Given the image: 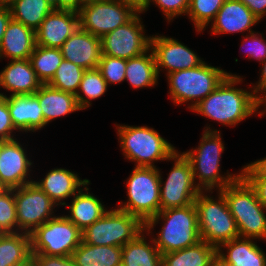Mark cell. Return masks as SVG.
Wrapping results in <instances>:
<instances>
[{
  "label": "cell",
  "instance_id": "47",
  "mask_svg": "<svg viewBox=\"0 0 266 266\" xmlns=\"http://www.w3.org/2000/svg\"><path fill=\"white\" fill-rule=\"evenodd\" d=\"M54 10H71L78 12V0H51Z\"/></svg>",
  "mask_w": 266,
  "mask_h": 266
},
{
  "label": "cell",
  "instance_id": "37",
  "mask_svg": "<svg viewBox=\"0 0 266 266\" xmlns=\"http://www.w3.org/2000/svg\"><path fill=\"white\" fill-rule=\"evenodd\" d=\"M16 226L17 214L14 189H7L0 196V232L2 234L17 233L16 230H13Z\"/></svg>",
  "mask_w": 266,
  "mask_h": 266
},
{
  "label": "cell",
  "instance_id": "54",
  "mask_svg": "<svg viewBox=\"0 0 266 266\" xmlns=\"http://www.w3.org/2000/svg\"><path fill=\"white\" fill-rule=\"evenodd\" d=\"M19 266H33V265H32V262H31V260H30L28 263H26V264H22V265H19Z\"/></svg>",
  "mask_w": 266,
  "mask_h": 266
},
{
  "label": "cell",
  "instance_id": "21",
  "mask_svg": "<svg viewBox=\"0 0 266 266\" xmlns=\"http://www.w3.org/2000/svg\"><path fill=\"white\" fill-rule=\"evenodd\" d=\"M12 123L17 130L36 131L46 126L38 98L33 95L7 97Z\"/></svg>",
  "mask_w": 266,
  "mask_h": 266
},
{
  "label": "cell",
  "instance_id": "23",
  "mask_svg": "<svg viewBox=\"0 0 266 266\" xmlns=\"http://www.w3.org/2000/svg\"><path fill=\"white\" fill-rule=\"evenodd\" d=\"M34 183L44 191L57 205H66L61 200L74 196L80 186L88 185V179L81 180L79 176L69 170L56 168L51 170L41 182ZM59 204H58V203Z\"/></svg>",
  "mask_w": 266,
  "mask_h": 266
},
{
  "label": "cell",
  "instance_id": "27",
  "mask_svg": "<svg viewBox=\"0 0 266 266\" xmlns=\"http://www.w3.org/2000/svg\"><path fill=\"white\" fill-rule=\"evenodd\" d=\"M83 189L77 191L73 196V201L69 205L70 215L65 216L73 222L81 231L92 225L96 220L100 219L107 211L104 209L101 201L95 196L83 193Z\"/></svg>",
  "mask_w": 266,
  "mask_h": 266
},
{
  "label": "cell",
  "instance_id": "25",
  "mask_svg": "<svg viewBox=\"0 0 266 266\" xmlns=\"http://www.w3.org/2000/svg\"><path fill=\"white\" fill-rule=\"evenodd\" d=\"M226 247L228 253L221 250ZM218 253L231 266H266V254L251 238L232 239L218 248Z\"/></svg>",
  "mask_w": 266,
  "mask_h": 266
},
{
  "label": "cell",
  "instance_id": "42",
  "mask_svg": "<svg viewBox=\"0 0 266 266\" xmlns=\"http://www.w3.org/2000/svg\"><path fill=\"white\" fill-rule=\"evenodd\" d=\"M249 37V38H248ZM245 41L249 42L248 45L250 47L247 56L250 58H255L259 61H264L266 59V43L264 41V38H258L257 33L255 34L250 33L249 36L245 37V40L242 44H246Z\"/></svg>",
  "mask_w": 266,
  "mask_h": 266
},
{
  "label": "cell",
  "instance_id": "2",
  "mask_svg": "<svg viewBox=\"0 0 266 266\" xmlns=\"http://www.w3.org/2000/svg\"><path fill=\"white\" fill-rule=\"evenodd\" d=\"M159 219L165 223L158 238H153L152 243H155L161 254L194 246L202 241L194 203L159 211L145 223V230L149 232Z\"/></svg>",
  "mask_w": 266,
  "mask_h": 266
},
{
  "label": "cell",
  "instance_id": "44",
  "mask_svg": "<svg viewBox=\"0 0 266 266\" xmlns=\"http://www.w3.org/2000/svg\"><path fill=\"white\" fill-rule=\"evenodd\" d=\"M255 189L259 202L266 209V178L265 177H244Z\"/></svg>",
  "mask_w": 266,
  "mask_h": 266
},
{
  "label": "cell",
  "instance_id": "9",
  "mask_svg": "<svg viewBox=\"0 0 266 266\" xmlns=\"http://www.w3.org/2000/svg\"><path fill=\"white\" fill-rule=\"evenodd\" d=\"M128 201L119 209L144 224L160 211V172L156 167H136L127 180Z\"/></svg>",
  "mask_w": 266,
  "mask_h": 266
},
{
  "label": "cell",
  "instance_id": "45",
  "mask_svg": "<svg viewBox=\"0 0 266 266\" xmlns=\"http://www.w3.org/2000/svg\"><path fill=\"white\" fill-rule=\"evenodd\" d=\"M259 19L266 16V0H239Z\"/></svg>",
  "mask_w": 266,
  "mask_h": 266
},
{
  "label": "cell",
  "instance_id": "11",
  "mask_svg": "<svg viewBox=\"0 0 266 266\" xmlns=\"http://www.w3.org/2000/svg\"><path fill=\"white\" fill-rule=\"evenodd\" d=\"M139 10L121 0H100L83 5L79 11V28L102 38L130 21Z\"/></svg>",
  "mask_w": 266,
  "mask_h": 266
},
{
  "label": "cell",
  "instance_id": "24",
  "mask_svg": "<svg viewBox=\"0 0 266 266\" xmlns=\"http://www.w3.org/2000/svg\"><path fill=\"white\" fill-rule=\"evenodd\" d=\"M34 95L39 100L46 124L55 118L82 110L74 94L53 88L49 84H42Z\"/></svg>",
  "mask_w": 266,
  "mask_h": 266
},
{
  "label": "cell",
  "instance_id": "15",
  "mask_svg": "<svg viewBox=\"0 0 266 266\" xmlns=\"http://www.w3.org/2000/svg\"><path fill=\"white\" fill-rule=\"evenodd\" d=\"M150 49L154 54L158 75L161 68L167 69V74H170L195 68L204 62L190 48L165 36H152Z\"/></svg>",
  "mask_w": 266,
  "mask_h": 266
},
{
  "label": "cell",
  "instance_id": "38",
  "mask_svg": "<svg viewBox=\"0 0 266 266\" xmlns=\"http://www.w3.org/2000/svg\"><path fill=\"white\" fill-rule=\"evenodd\" d=\"M97 69L107 84L120 83L125 80L126 60L108 55H101Z\"/></svg>",
  "mask_w": 266,
  "mask_h": 266
},
{
  "label": "cell",
  "instance_id": "20",
  "mask_svg": "<svg viewBox=\"0 0 266 266\" xmlns=\"http://www.w3.org/2000/svg\"><path fill=\"white\" fill-rule=\"evenodd\" d=\"M41 85L29 59H12L0 73V86L11 95H33Z\"/></svg>",
  "mask_w": 266,
  "mask_h": 266
},
{
  "label": "cell",
  "instance_id": "6",
  "mask_svg": "<svg viewBox=\"0 0 266 266\" xmlns=\"http://www.w3.org/2000/svg\"><path fill=\"white\" fill-rule=\"evenodd\" d=\"M123 154L128 160L135 161L136 167H155L158 160H171L176 150L153 128L146 126L116 127Z\"/></svg>",
  "mask_w": 266,
  "mask_h": 266
},
{
  "label": "cell",
  "instance_id": "1",
  "mask_svg": "<svg viewBox=\"0 0 266 266\" xmlns=\"http://www.w3.org/2000/svg\"><path fill=\"white\" fill-rule=\"evenodd\" d=\"M240 81L241 77L228 74L214 91L191 110L229 126L250 117L258 111V98L253 91L250 93L234 88Z\"/></svg>",
  "mask_w": 266,
  "mask_h": 266
},
{
  "label": "cell",
  "instance_id": "40",
  "mask_svg": "<svg viewBox=\"0 0 266 266\" xmlns=\"http://www.w3.org/2000/svg\"><path fill=\"white\" fill-rule=\"evenodd\" d=\"M152 1L163 10L168 21L177 15L187 14L190 5V0H150Z\"/></svg>",
  "mask_w": 266,
  "mask_h": 266
},
{
  "label": "cell",
  "instance_id": "5",
  "mask_svg": "<svg viewBox=\"0 0 266 266\" xmlns=\"http://www.w3.org/2000/svg\"><path fill=\"white\" fill-rule=\"evenodd\" d=\"M218 196L219 200L215 201L201 191L194 201L201 240L217 249L223 243L240 237L236 221L220 190Z\"/></svg>",
  "mask_w": 266,
  "mask_h": 266
},
{
  "label": "cell",
  "instance_id": "17",
  "mask_svg": "<svg viewBox=\"0 0 266 266\" xmlns=\"http://www.w3.org/2000/svg\"><path fill=\"white\" fill-rule=\"evenodd\" d=\"M78 28V12L53 10L35 31L36 45L60 49Z\"/></svg>",
  "mask_w": 266,
  "mask_h": 266
},
{
  "label": "cell",
  "instance_id": "35",
  "mask_svg": "<svg viewBox=\"0 0 266 266\" xmlns=\"http://www.w3.org/2000/svg\"><path fill=\"white\" fill-rule=\"evenodd\" d=\"M108 84L100 71L95 69L85 70L76 96L79 107L83 110L91 105L90 100L97 99L107 91ZM79 90L85 95L82 96Z\"/></svg>",
  "mask_w": 266,
  "mask_h": 266
},
{
  "label": "cell",
  "instance_id": "43",
  "mask_svg": "<svg viewBox=\"0 0 266 266\" xmlns=\"http://www.w3.org/2000/svg\"><path fill=\"white\" fill-rule=\"evenodd\" d=\"M243 177H265L266 178V157L246 165L242 171Z\"/></svg>",
  "mask_w": 266,
  "mask_h": 266
},
{
  "label": "cell",
  "instance_id": "48",
  "mask_svg": "<svg viewBox=\"0 0 266 266\" xmlns=\"http://www.w3.org/2000/svg\"><path fill=\"white\" fill-rule=\"evenodd\" d=\"M262 64H263L262 65L263 69H262L260 81L258 82L257 86H253L254 87L253 92H254V94H256L257 98L260 97V95L258 96V94H257V93H259V91L260 92L264 91V93L266 91V59L262 62Z\"/></svg>",
  "mask_w": 266,
  "mask_h": 266
},
{
  "label": "cell",
  "instance_id": "3",
  "mask_svg": "<svg viewBox=\"0 0 266 266\" xmlns=\"http://www.w3.org/2000/svg\"><path fill=\"white\" fill-rule=\"evenodd\" d=\"M226 198L241 238L266 239V215L255 189L243 177L220 190Z\"/></svg>",
  "mask_w": 266,
  "mask_h": 266
},
{
  "label": "cell",
  "instance_id": "39",
  "mask_svg": "<svg viewBox=\"0 0 266 266\" xmlns=\"http://www.w3.org/2000/svg\"><path fill=\"white\" fill-rule=\"evenodd\" d=\"M17 130L11 120L6 95L0 93V141L14 139L11 135Z\"/></svg>",
  "mask_w": 266,
  "mask_h": 266
},
{
  "label": "cell",
  "instance_id": "50",
  "mask_svg": "<svg viewBox=\"0 0 266 266\" xmlns=\"http://www.w3.org/2000/svg\"><path fill=\"white\" fill-rule=\"evenodd\" d=\"M210 266H231L223 257L217 252L210 262Z\"/></svg>",
  "mask_w": 266,
  "mask_h": 266
},
{
  "label": "cell",
  "instance_id": "49",
  "mask_svg": "<svg viewBox=\"0 0 266 266\" xmlns=\"http://www.w3.org/2000/svg\"><path fill=\"white\" fill-rule=\"evenodd\" d=\"M134 5L139 11L144 12L150 5V0H121Z\"/></svg>",
  "mask_w": 266,
  "mask_h": 266
},
{
  "label": "cell",
  "instance_id": "51",
  "mask_svg": "<svg viewBox=\"0 0 266 266\" xmlns=\"http://www.w3.org/2000/svg\"><path fill=\"white\" fill-rule=\"evenodd\" d=\"M96 1H100V0H78V11L83 5L90 4Z\"/></svg>",
  "mask_w": 266,
  "mask_h": 266
},
{
  "label": "cell",
  "instance_id": "12",
  "mask_svg": "<svg viewBox=\"0 0 266 266\" xmlns=\"http://www.w3.org/2000/svg\"><path fill=\"white\" fill-rule=\"evenodd\" d=\"M172 160L175 163L164 185L160 176V211L193 204L201 192L194 184L191 163L183 153L176 151Z\"/></svg>",
  "mask_w": 266,
  "mask_h": 266
},
{
  "label": "cell",
  "instance_id": "52",
  "mask_svg": "<svg viewBox=\"0 0 266 266\" xmlns=\"http://www.w3.org/2000/svg\"><path fill=\"white\" fill-rule=\"evenodd\" d=\"M266 92V91H265ZM266 106V94L265 96L263 97H259L258 98V107H260V105H263ZM266 108V107H265ZM266 111V109L264 110V112Z\"/></svg>",
  "mask_w": 266,
  "mask_h": 266
},
{
  "label": "cell",
  "instance_id": "33",
  "mask_svg": "<svg viewBox=\"0 0 266 266\" xmlns=\"http://www.w3.org/2000/svg\"><path fill=\"white\" fill-rule=\"evenodd\" d=\"M63 56L58 48L36 45L29 61L42 84H47L61 64Z\"/></svg>",
  "mask_w": 266,
  "mask_h": 266
},
{
  "label": "cell",
  "instance_id": "53",
  "mask_svg": "<svg viewBox=\"0 0 266 266\" xmlns=\"http://www.w3.org/2000/svg\"><path fill=\"white\" fill-rule=\"evenodd\" d=\"M6 190H7V188H6L3 184L0 183V196H1V194H3Z\"/></svg>",
  "mask_w": 266,
  "mask_h": 266
},
{
  "label": "cell",
  "instance_id": "26",
  "mask_svg": "<svg viewBox=\"0 0 266 266\" xmlns=\"http://www.w3.org/2000/svg\"><path fill=\"white\" fill-rule=\"evenodd\" d=\"M71 257L76 266H119L122 264V247L91 245L82 241Z\"/></svg>",
  "mask_w": 266,
  "mask_h": 266
},
{
  "label": "cell",
  "instance_id": "46",
  "mask_svg": "<svg viewBox=\"0 0 266 266\" xmlns=\"http://www.w3.org/2000/svg\"><path fill=\"white\" fill-rule=\"evenodd\" d=\"M10 8L5 1L0 0V45L3 40L6 27L11 20Z\"/></svg>",
  "mask_w": 266,
  "mask_h": 266
},
{
  "label": "cell",
  "instance_id": "14",
  "mask_svg": "<svg viewBox=\"0 0 266 266\" xmlns=\"http://www.w3.org/2000/svg\"><path fill=\"white\" fill-rule=\"evenodd\" d=\"M140 13L143 12L139 11L126 24L101 38L102 55L128 60L150 50L151 36L142 34L144 28L138 15Z\"/></svg>",
  "mask_w": 266,
  "mask_h": 266
},
{
  "label": "cell",
  "instance_id": "16",
  "mask_svg": "<svg viewBox=\"0 0 266 266\" xmlns=\"http://www.w3.org/2000/svg\"><path fill=\"white\" fill-rule=\"evenodd\" d=\"M31 165L16 139L0 141V183L7 189L33 183L26 179Z\"/></svg>",
  "mask_w": 266,
  "mask_h": 266
},
{
  "label": "cell",
  "instance_id": "29",
  "mask_svg": "<svg viewBox=\"0 0 266 266\" xmlns=\"http://www.w3.org/2000/svg\"><path fill=\"white\" fill-rule=\"evenodd\" d=\"M30 260V234L17 232L0 236V266H19Z\"/></svg>",
  "mask_w": 266,
  "mask_h": 266
},
{
  "label": "cell",
  "instance_id": "41",
  "mask_svg": "<svg viewBox=\"0 0 266 266\" xmlns=\"http://www.w3.org/2000/svg\"><path fill=\"white\" fill-rule=\"evenodd\" d=\"M33 266H76L71 256L31 254Z\"/></svg>",
  "mask_w": 266,
  "mask_h": 266
},
{
  "label": "cell",
  "instance_id": "13",
  "mask_svg": "<svg viewBox=\"0 0 266 266\" xmlns=\"http://www.w3.org/2000/svg\"><path fill=\"white\" fill-rule=\"evenodd\" d=\"M17 214V232L31 234L51 218L57 204L34 182L14 188ZM19 228V229H18Z\"/></svg>",
  "mask_w": 266,
  "mask_h": 266
},
{
  "label": "cell",
  "instance_id": "18",
  "mask_svg": "<svg viewBox=\"0 0 266 266\" xmlns=\"http://www.w3.org/2000/svg\"><path fill=\"white\" fill-rule=\"evenodd\" d=\"M60 50L63 59L85 70L95 69L102 55L101 38L78 28Z\"/></svg>",
  "mask_w": 266,
  "mask_h": 266
},
{
  "label": "cell",
  "instance_id": "34",
  "mask_svg": "<svg viewBox=\"0 0 266 266\" xmlns=\"http://www.w3.org/2000/svg\"><path fill=\"white\" fill-rule=\"evenodd\" d=\"M85 69L63 59L53 78L47 83L64 92L77 94Z\"/></svg>",
  "mask_w": 266,
  "mask_h": 266
},
{
  "label": "cell",
  "instance_id": "4",
  "mask_svg": "<svg viewBox=\"0 0 266 266\" xmlns=\"http://www.w3.org/2000/svg\"><path fill=\"white\" fill-rule=\"evenodd\" d=\"M220 132L206 128L201 143L195 150L183 152V155L190 161L194 180L199 179L197 186L202 191H211L214 187H219V190L231 184L239 177L229 173L227 176H220V157L224 150V145L221 141Z\"/></svg>",
  "mask_w": 266,
  "mask_h": 266
},
{
  "label": "cell",
  "instance_id": "30",
  "mask_svg": "<svg viewBox=\"0 0 266 266\" xmlns=\"http://www.w3.org/2000/svg\"><path fill=\"white\" fill-rule=\"evenodd\" d=\"M218 249L205 241L194 246L162 254V266H210Z\"/></svg>",
  "mask_w": 266,
  "mask_h": 266
},
{
  "label": "cell",
  "instance_id": "36",
  "mask_svg": "<svg viewBox=\"0 0 266 266\" xmlns=\"http://www.w3.org/2000/svg\"><path fill=\"white\" fill-rule=\"evenodd\" d=\"M226 0H190L187 15L194 21L198 32L202 31L212 19Z\"/></svg>",
  "mask_w": 266,
  "mask_h": 266
},
{
  "label": "cell",
  "instance_id": "22",
  "mask_svg": "<svg viewBox=\"0 0 266 266\" xmlns=\"http://www.w3.org/2000/svg\"><path fill=\"white\" fill-rule=\"evenodd\" d=\"M35 46V31L11 18L0 45V58L29 59Z\"/></svg>",
  "mask_w": 266,
  "mask_h": 266
},
{
  "label": "cell",
  "instance_id": "8",
  "mask_svg": "<svg viewBox=\"0 0 266 266\" xmlns=\"http://www.w3.org/2000/svg\"><path fill=\"white\" fill-rule=\"evenodd\" d=\"M145 230L137 217L121 209H112L82 231V241L98 246H124Z\"/></svg>",
  "mask_w": 266,
  "mask_h": 266
},
{
  "label": "cell",
  "instance_id": "19",
  "mask_svg": "<svg viewBox=\"0 0 266 266\" xmlns=\"http://www.w3.org/2000/svg\"><path fill=\"white\" fill-rule=\"evenodd\" d=\"M212 33L224 34L248 31L260 20L239 0H226L215 19L212 20Z\"/></svg>",
  "mask_w": 266,
  "mask_h": 266
},
{
  "label": "cell",
  "instance_id": "32",
  "mask_svg": "<svg viewBox=\"0 0 266 266\" xmlns=\"http://www.w3.org/2000/svg\"><path fill=\"white\" fill-rule=\"evenodd\" d=\"M150 51L126 60L125 80L136 89L154 86L158 81L154 54L151 49Z\"/></svg>",
  "mask_w": 266,
  "mask_h": 266
},
{
  "label": "cell",
  "instance_id": "31",
  "mask_svg": "<svg viewBox=\"0 0 266 266\" xmlns=\"http://www.w3.org/2000/svg\"><path fill=\"white\" fill-rule=\"evenodd\" d=\"M143 232L122 246L121 259L124 266H162L161 252L155 243L151 246L146 242Z\"/></svg>",
  "mask_w": 266,
  "mask_h": 266
},
{
  "label": "cell",
  "instance_id": "10",
  "mask_svg": "<svg viewBox=\"0 0 266 266\" xmlns=\"http://www.w3.org/2000/svg\"><path fill=\"white\" fill-rule=\"evenodd\" d=\"M82 242V231L65 216H54L30 234L31 254L71 256Z\"/></svg>",
  "mask_w": 266,
  "mask_h": 266
},
{
  "label": "cell",
  "instance_id": "28",
  "mask_svg": "<svg viewBox=\"0 0 266 266\" xmlns=\"http://www.w3.org/2000/svg\"><path fill=\"white\" fill-rule=\"evenodd\" d=\"M10 8L12 19L36 31L54 8L51 0H2Z\"/></svg>",
  "mask_w": 266,
  "mask_h": 266
},
{
  "label": "cell",
  "instance_id": "7",
  "mask_svg": "<svg viewBox=\"0 0 266 266\" xmlns=\"http://www.w3.org/2000/svg\"><path fill=\"white\" fill-rule=\"evenodd\" d=\"M228 74L205 62L192 69L167 74L171 99L176 104L194 100L189 107L192 109L214 91Z\"/></svg>",
  "mask_w": 266,
  "mask_h": 266
}]
</instances>
